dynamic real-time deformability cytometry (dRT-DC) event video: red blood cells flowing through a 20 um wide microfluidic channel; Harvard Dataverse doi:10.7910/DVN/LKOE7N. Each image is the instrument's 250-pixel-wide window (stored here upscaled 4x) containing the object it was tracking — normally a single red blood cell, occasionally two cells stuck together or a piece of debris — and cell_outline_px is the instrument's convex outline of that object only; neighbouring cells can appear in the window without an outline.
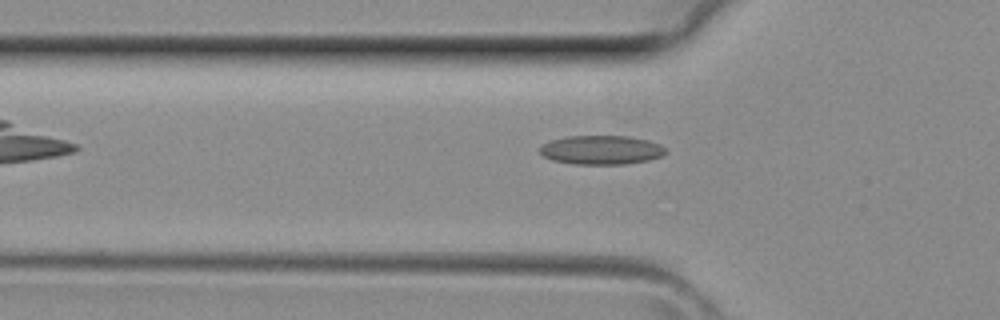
{"species": "common noctule bat (a hibernating species)", "species_latin": "Nyctalus noctula", "temperature_condition": "room temperature", "stored_images_in_passage": 33, "camera_frame_rate_fps": 3000, "um_per_image_px": 0.085, "animal": {"sex": "female", "body_mass_g": 29.2, "forearm_length_mm": 56.3}, "frame": {"image": 1, "passage_image": 6, "time_ms": 1.667, "image_size_px": [1000, 320], "cell_outline_px": [[668, 152], [664, 156], [648, 160], [624, 164], [572, 164], [552, 160], [544, 156], [540, 152], [540, 144], [552, 140], [568, 136], [628, 136], [648, 140], [660, 144], [668, 148]], "centroid_in_image_um": [51.15, 12.74], "position_along_channel_um": 74.6, "area_um2": 21.5}}
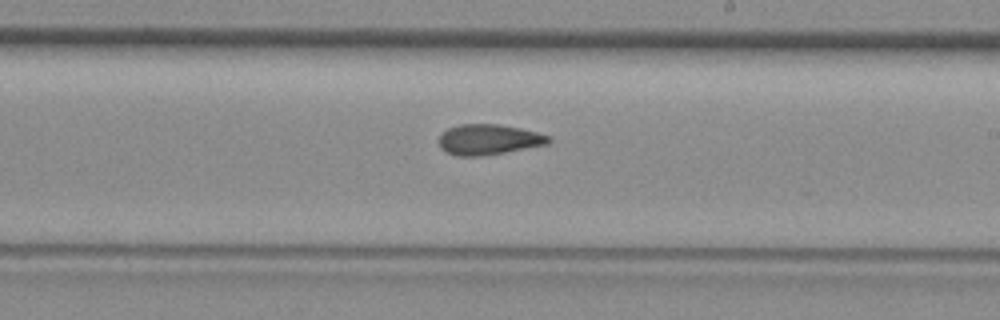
{"frame": {"image": 2, "passage_image": 16, "time_ms": 5.0, "image_size_px": [1000, 320], "cell_outline_px": [[552, 140], [548, 144], [504, 152], [480, 156], [456, 156], [440, 148], [440, 136], [448, 128], [460, 124], [500, 124], [520, 128], [552, 136]], "centroid_in_image_um": [41.56, 11.85], "position_along_channel_um": 247.4, "area_um2": 19.36}}
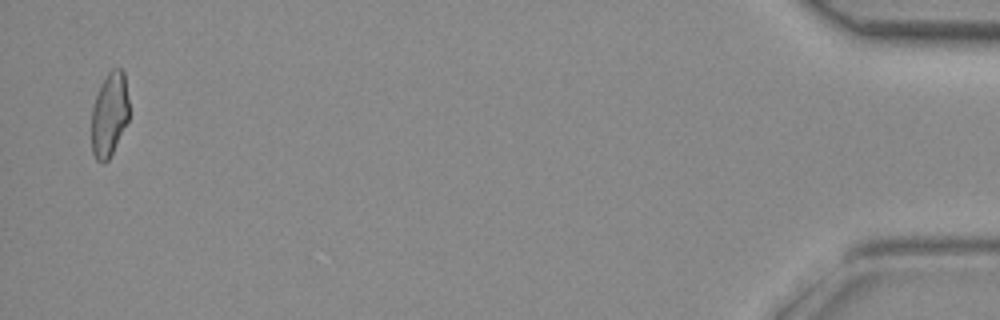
{"frame": {"image": 3, "passage_image": 32, "time_ms": 10.333, "image_size_px": [1000, 320], "cell_outline_px": [[128, 120], [108, 160], [96, 160], [92, 152], [92, 108], [100, 84], [108, 72], [112, 68], [120, 68], [124, 72], [128, 100]], "centroid_in_image_um": [9.29, 9.68], "position_along_channel_um": 425.9, "area_um2": 18.09}}